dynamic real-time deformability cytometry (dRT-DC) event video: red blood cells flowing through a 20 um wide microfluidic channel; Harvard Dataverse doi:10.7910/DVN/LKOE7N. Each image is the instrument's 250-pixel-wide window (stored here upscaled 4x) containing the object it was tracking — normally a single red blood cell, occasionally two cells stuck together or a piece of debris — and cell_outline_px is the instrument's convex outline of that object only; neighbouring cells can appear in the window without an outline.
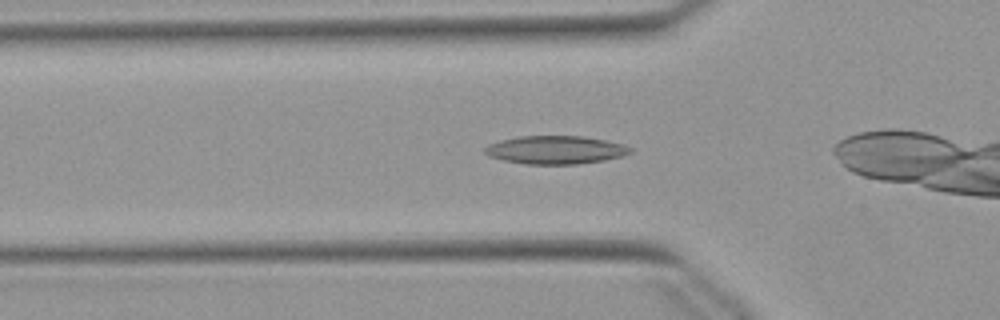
{"species": "Egyptian fruit bat (a non-hibernating species)", "species_latin": "Rousettus aegyptiacus", "temperature_condition": "warm", "stored_images_in_passage": 32, "camera_frame_rate_fps": 3000, "um_per_image_px": 0.085, "animal": {"sex": "female"}, "frame": {"image": 1, "passage_image": 9, "time_ms": 2.667, "image_size_px": [1000, 320], "cell_outline_px": [[632, 152], [624, 156], [604, 160], [576, 164], [524, 164], [504, 160], [488, 156], [484, 152], [484, 148], [488, 144], [500, 140], [520, 136], [584, 136], [624, 144], [632, 148]], "centroid_in_image_um": [47.22, 12.74], "position_along_channel_um": 78.6, "area_um2": 23.99}}
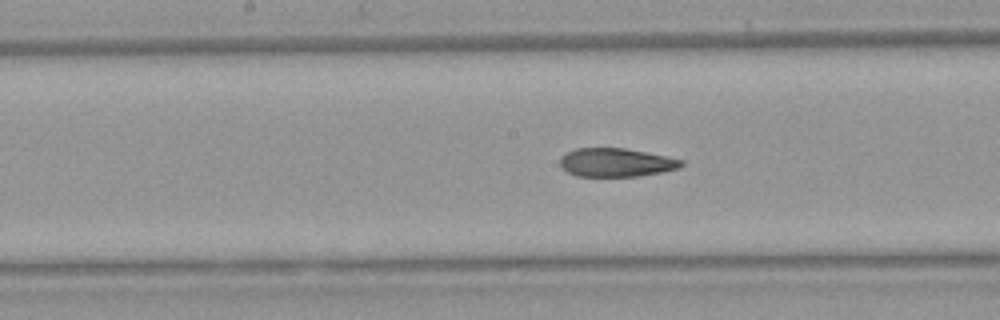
{"frame": {"image": 2, "passage_image": 18, "time_ms": 5.667, "image_size_px": [1000, 320], "cell_outline_px": [[684, 164], [680, 168], [640, 176], [576, 176], [568, 172], [560, 164], [560, 156], [564, 152], [576, 148], [624, 148], [668, 156], [684, 160]], "centroid_in_image_um": [52.37, 13.8], "position_along_channel_um": 195.8, "area_um2": 20.29}}
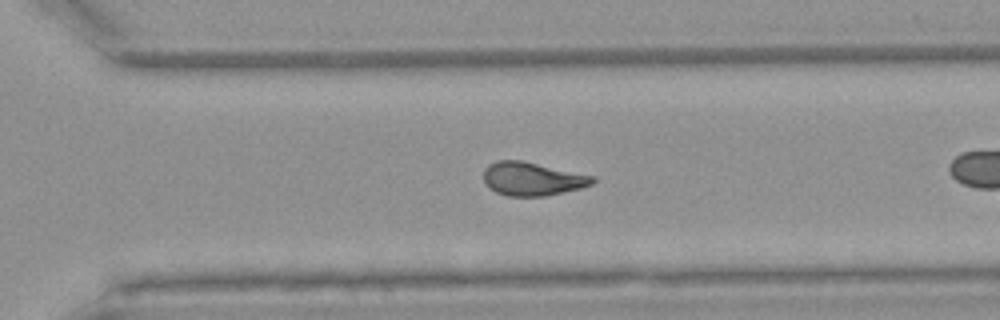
{"frame": {"image": 3, "passage_image": 28, "time_ms": 9.0, "image_size_px": [1000, 320], "cell_outline_px": [[596, 180], [592, 184], [580, 188], [544, 196], [508, 196], [496, 192], [488, 188], [484, 184], [484, 168], [488, 164], [496, 160], [524, 160], [596, 176]], "centroid_in_image_um": [45.23, 15.18], "position_along_channel_um": 325.4, "area_um2": 21.56}}